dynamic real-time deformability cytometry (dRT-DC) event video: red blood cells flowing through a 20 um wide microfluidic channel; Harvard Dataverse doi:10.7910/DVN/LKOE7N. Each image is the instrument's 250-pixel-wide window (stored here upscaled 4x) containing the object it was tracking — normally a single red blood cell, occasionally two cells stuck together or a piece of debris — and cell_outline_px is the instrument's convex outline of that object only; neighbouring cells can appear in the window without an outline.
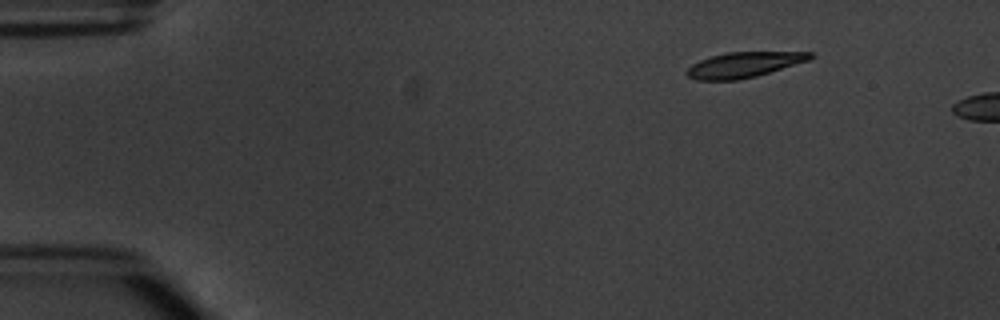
{"species": "common noctule bat (a hibernating species)", "species_latin": "Nyctalus noctula", "temperature_condition": "warm", "stored_images_in_passage": 3, "camera_frame_rate_fps": 3000, "um_per_image_px": 0.085, "animal": {"sex": "male", "body_mass_g": 20.1, "forearm_length_mm": 53.5}, "frame": {"image": 1, "passage_image": 2, "time_ms": 2.0, "image_size_px": [1000, 320], "cell_outline_px": [[816, 56], [808, 60], [756, 76], [736, 80], [696, 80], [688, 76], [684, 72], [692, 64], [700, 60], [712, 56], [728, 52], [812, 52]], "centroid_in_image_um": [63.21, 5.5], "position_along_channel_um": 21.8, "area_um2": 18.03}}